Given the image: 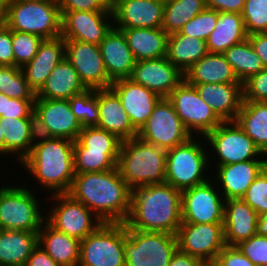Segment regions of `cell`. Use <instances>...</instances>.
Segmentation results:
<instances>
[{"label":"cell","instance_id":"6da1fadb","mask_svg":"<svg viewBox=\"0 0 267 266\" xmlns=\"http://www.w3.org/2000/svg\"><path fill=\"white\" fill-rule=\"evenodd\" d=\"M131 193L115 168L75 174L67 194L84 204L103 223H125L131 209Z\"/></svg>","mask_w":267,"mask_h":266},{"label":"cell","instance_id":"7a4b0ae2","mask_svg":"<svg viewBox=\"0 0 267 266\" xmlns=\"http://www.w3.org/2000/svg\"><path fill=\"white\" fill-rule=\"evenodd\" d=\"M182 223L181 191L168 183L136 186L125 222L128 229L177 234Z\"/></svg>","mask_w":267,"mask_h":266},{"label":"cell","instance_id":"3957f363","mask_svg":"<svg viewBox=\"0 0 267 266\" xmlns=\"http://www.w3.org/2000/svg\"><path fill=\"white\" fill-rule=\"evenodd\" d=\"M73 147V141L54 137L32 146L21 166L33 175L32 179L36 178L39 186L51 192V195L68 193L76 174Z\"/></svg>","mask_w":267,"mask_h":266},{"label":"cell","instance_id":"277c9868","mask_svg":"<svg viewBox=\"0 0 267 266\" xmlns=\"http://www.w3.org/2000/svg\"><path fill=\"white\" fill-rule=\"evenodd\" d=\"M167 151L138 136L120 146L117 168L132 190L136 186L165 183Z\"/></svg>","mask_w":267,"mask_h":266},{"label":"cell","instance_id":"5b68a950","mask_svg":"<svg viewBox=\"0 0 267 266\" xmlns=\"http://www.w3.org/2000/svg\"><path fill=\"white\" fill-rule=\"evenodd\" d=\"M202 138L203 145L197 136H192L183 144L167 150L165 183L182 192L211 179L207 178L209 173L206 171L210 172L209 156L212 155L208 153L209 148L206 151L207 144L204 142L206 140L205 137Z\"/></svg>","mask_w":267,"mask_h":266},{"label":"cell","instance_id":"8992f818","mask_svg":"<svg viewBox=\"0 0 267 266\" xmlns=\"http://www.w3.org/2000/svg\"><path fill=\"white\" fill-rule=\"evenodd\" d=\"M61 14L56 0H11L6 3L5 24L43 39L61 36Z\"/></svg>","mask_w":267,"mask_h":266},{"label":"cell","instance_id":"52a82bcc","mask_svg":"<svg viewBox=\"0 0 267 266\" xmlns=\"http://www.w3.org/2000/svg\"><path fill=\"white\" fill-rule=\"evenodd\" d=\"M177 249L175 234L128 229L124 223L126 266H168Z\"/></svg>","mask_w":267,"mask_h":266},{"label":"cell","instance_id":"ba28073f","mask_svg":"<svg viewBox=\"0 0 267 266\" xmlns=\"http://www.w3.org/2000/svg\"><path fill=\"white\" fill-rule=\"evenodd\" d=\"M16 186L0 187V229L39 232L46 217L37 195L22 184Z\"/></svg>","mask_w":267,"mask_h":266},{"label":"cell","instance_id":"9c48e42d","mask_svg":"<svg viewBox=\"0 0 267 266\" xmlns=\"http://www.w3.org/2000/svg\"><path fill=\"white\" fill-rule=\"evenodd\" d=\"M78 266H126L124 223H102L81 240Z\"/></svg>","mask_w":267,"mask_h":266},{"label":"cell","instance_id":"30bf717a","mask_svg":"<svg viewBox=\"0 0 267 266\" xmlns=\"http://www.w3.org/2000/svg\"><path fill=\"white\" fill-rule=\"evenodd\" d=\"M205 138L209 148L212 147V154H216L214 157H218L215 162L217 166L248 160H267V156L262 154L235 121L222 122Z\"/></svg>","mask_w":267,"mask_h":266},{"label":"cell","instance_id":"8fae6325","mask_svg":"<svg viewBox=\"0 0 267 266\" xmlns=\"http://www.w3.org/2000/svg\"><path fill=\"white\" fill-rule=\"evenodd\" d=\"M186 130L201 139L223 121L212 107L201 99L196 88L183 80L167 97ZM194 132V133H193Z\"/></svg>","mask_w":267,"mask_h":266},{"label":"cell","instance_id":"7c38bea8","mask_svg":"<svg viewBox=\"0 0 267 266\" xmlns=\"http://www.w3.org/2000/svg\"><path fill=\"white\" fill-rule=\"evenodd\" d=\"M56 200L46 221L55 229L75 237L80 241L93 233L103 222L84 204L74 200L69 194H53Z\"/></svg>","mask_w":267,"mask_h":266},{"label":"cell","instance_id":"4fadbf2b","mask_svg":"<svg viewBox=\"0 0 267 266\" xmlns=\"http://www.w3.org/2000/svg\"><path fill=\"white\" fill-rule=\"evenodd\" d=\"M213 183L207 180L181 192L182 222L223 224L225 198Z\"/></svg>","mask_w":267,"mask_h":266},{"label":"cell","instance_id":"5bb4252c","mask_svg":"<svg viewBox=\"0 0 267 266\" xmlns=\"http://www.w3.org/2000/svg\"><path fill=\"white\" fill-rule=\"evenodd\" d=\"M137 136L166 151L183 144L192 137L167 98H161L155 105L153 112Z\"/></svg>","mask_w":267,"mask_h":266},{"label":"cell","instance_id":"9a60e30c","mask_svg":"<svg viewBox=\"0 0 267 266\" xmlns=\"http://www.w3.org/2000/svg\"><path fill=\"white\" fill-rule=\"evenodd\" d=\"M176 237L180 252L202 261L215 260L226 246L223 224L182 222Z\"/></svg>","mask_w":267,"mask_h":266},{"label":"cell","instance_id":"2e32d148","mask_svg":"<svg viewBox=\"0 0 267 266\" xmlns=\"http://www.w3.org/2000/svg\"><path fill=\"white\" fill-rule=\"evenodd\" d=\"M65 57L88 89L110 88L99 45L77 40H65Z\"/></svg>","mask_w":267,"mask_h":266},{"label":"cell","instance_id":"e0dca14e","mask_svg":"<svg viewBox=\"0 0 267 266\" xmlns=\"http://www.w3.org/2000/svg\"><path fill=\"white\" fill-rule=\"evenodd\" d=\"M113 26L112 11H67L61 18V36L99 45Z\"/></svg>","mask_w":267,"mask_h":266},{"label":"cell","instance_id":"ac0fdd59","mask_svg":"<svg viewBox=\"0 0 267 266\" xmlns=\"http://www.w3.org/2000/svg\"><path fill=\"white\" fill-rule=\"evenodd\" d=\"M129 79L155 92L161 98H167L184 80V74L166 57H162L137 61Z\"/></svg>","mask_w":267,"mask_h":266},{"label":"cell","instance_id":"d6986e66","mask_svg":"<svg viewBox=\"0 0 267 266\" xmlns=\"http://www.w3.org/2000/svg\"><path fill=\"white\" fill-rule=\"evenodd\" d=\"M110 88L120 99L133 128L139 132L161 97L129 78L113 81Z\"/></svg>","mask_w":267,"mask_h":266},{"label":"cell","instance_id":"ffe728a7","mask_svg":"<svg viewBox=\"0 0 267 266\" xmlns=\"http://www.w3.org/2000/svg\"><path fill=\"white\" fill-rule=\"evenodd\" d=\"M164 4L158 0H113L115 28H161Z\"/></svg>","mask_w":267,"mask_h":266},{"label":"cell","instance_id":"44dd1931","mask_svg":"<svg viewBox=\"0 0 267 266\" xmlns=\"http://www.w3.org/2000/svg\"><path fill=\"white\" fill-rule=\"evenodd\" d=\"M267 166V160H248L223 166H215V184L227 199H241L255 178ZM221 186V187H220Z\"/></svg>","mask_w":267,"mask_h":266},{"label":"cell","instance_id":"7402d4cb","mask_svg":"<svg viewBox=\"0 0 267 266\" xmlns=\"http://www.w3.org/2000/svg\"><path fill=\"white\" fill-rule=\"evenodd\" d=\"M34 109L55 138L76 141L82 126L69 105V100L35 97Z\"/></svg>","mask_w":267,"mask_h":266},{"label":"cell","instance_id":"603a6c76","mask_svg":"<svg viewBox=\"0 0 267 266\" xmlns=\"http://www.w3.org/2000/svg\"><path fill=\"white\" fill-rule=\"evenodd\" d=\"M99 47L108 77L112 82L131 77L136 60L122 30L113 26Z\"/></svg>","mask_w":267,"mask_h":266},{"label":"cell","instance_id":"cb8c5ba5","mask_svg":"<svg viewBox=\"0 0 267 266\" xmlns=\"http://www.w3.org/2000/svg\"><path fill=\"white\" fill-rule=\"evenodd\" d=\"M223 121H235L243 103V83L190 84Z\"/></svg>","mask_w":267,"mask_h":266},{"label":"cell","instance_id":"d4e9b609","mask_svg":"<svg viewBox=\"0 0 267 266\" xmlns=\"http://www.w3.org/2000/svg\"><path fill=\"white\" fill-rule=\"evenodd\" d=\"M258 214L242 199H227L224 205L226 246H236L257 234Z\"/></svg>","mask_w":267,"mask_h":266},{"label":"cell","instance_id":"484cf974","mask_svg":"<svg viewBox=\"0 0 267 266\" xmlns=\"http://www.w3.org/2000/svg\"><path fill=\"white\" fill-rule=\"evenodd\" d=\"M65 57V39H44L35 57L21 69L35 94L42 88L52 70Z\"/></svg>","mask_w":267,"mask_h":266},{"label":"cell","instance_id":"4316f807","mask_svg":"<svg viewBox=\"0 0 267 266\" xmlns=\"http://www.w3.org/2000/svg\"><path fill=\"white\" fill-rule=\"evenodd\" d=\"M99 120L96 127L115 134L120 140L137 137L131 120L111 88L98 89Z\"/></svg>","mask_w":267,"mask_h":266},{"label":"cell","instance_id":"83f0119b","mask_svg":"<svg viewBox=\"0 0 267 266\" xmlns=\"http://www.w3.org/2000/svg\"><path fill=\"white\" fill-rule=\"evenodd\" d=\"M80 240L52 227L46 220L38 232V244L60 266H78Z\"/></svg>","mask_w":267,"mask_h":266},{"label":"cell","instance_id":"f1b7e54d","mask_svg":"<svg viewBox=\"0 0 267 266\" xmlns=\"http://www.w3.org/2000/svg\"><path fill=\"white\" fill-rule=\"evenodd\" d=\"M87 89L70 61L64 57L52 70L36 96L42 99L69 100Z\"/></svg>","mask_w":267,"mask_h":266},{"label":"cell","instance_id":"f546056e","mask_svg":"<svg viewBox=\"0 0 267 266\" xmlns=\"http://www.w3.org/2000/svg\"><path fill=\"white\" fill-rule=\"evenodd\" d=\"M122 30L137 61L166 57L168 34L162 28H117Z\"/></svg>","mask_w":267,"mask_h":266},{"label":"cell","instance_id":"4dcf8cb0","mask_svg":"<svg viewBox=\"0 0 267 266\" xmlns=\"http://www.w3.org/2000/svg\"><path fill=\"white\" fill-rule=\"evenodd\" d=\"M188 84L241 83L224 54L207 53L185 73Z\"/></svg>","mask_w":267,"mask_h":266},{"label":"cell","instance_id":"1f68e13d","mask_svg":"<svg viewBox=\"0 0 267 266\" xmlns=\"http://www.w3.org/2000/svg\"><path fill=\"white\" fill-rule=\"evenodd\" d=\"M248 38L244 20L240 13L218 12V21L206 39L209 53L223 54L231 46Z\"/></svg>","mask_w":267,"mask_h":266},{"label":"cell","instance_id":"d6a6232c","mask_svg":"<svg viewBox=\"0 0 267 266\" xmlns=\"http://www.w3.org/2000/svg\"><path fill=\"white\" fill-rule=\"evenodd\" d=\"M38 245V232L0 229V266H24Z\"/></svg>","mask_w":267,"mask_h":266},{"label":"cell","instance_id":"836d02e7","mask_svg":"<svg viewBox=\"0 0 267 266\" xmlns=\"http://www.w3.org/2000/svg\"><path fill=\"white\" fill-rule=\"evenodd\" d=\"M208 53L206 41L176 32L168 35L166 58L183 74Z\"/></svg>","mask_w":267,"mask_h":266},{"label":"cell","instance_id":"e575fe53","mask_svg":"<svg viewBox=\"0 0 267 266\" xmlns=\"http://www.w3.org/2000/svg\"><path fill=\"white\" fill-rule=\"evenodd\" d=\"M235 122L267 156V101H243Z\"/></svg>","mask_w":267,"mask_h":266},{"label":"cell","instance_id":"d590c367","mask_svg":"<svg viewBox=\"0 0 267 266\" xmlns=\"http://www.w3.org/2000/svg\"><path fill=\"white\" fill-rule=\"evenodd\" d=\"M0 128L4 134V157L15 154L21 163L32 150L28 118H0Z\"/></svg>","mask_w":267,"mask_h":266},{"label":"cell","instance_id":"8d00e7d4","mask_svg":"<svg viewBox=\"0 0 267 266\" xmlns=\"http://www.w3.org/2000/svg\"><path fill=\"white\" fill-rule=\"evenodd\" d=\"M223 54L241 83L264 69L261 58L256 54L248 38L231 46Z\"/></svg>","mask_w":267,"mask_h":266},{"label":"cell","instance_id":"74e56055","mask_svg":"<svg viewBox=\"0 0 267 266\" xmlns=\"http://www.w3.org/2000/svg\"><path fill=\"white\" fill-rule=\"evenodd\" d=\"M205 8V0H173L166 3L161 28L168 35L179 32L189 20Z\"/></svg>","mask_w":267,"mask_h":266},{"label":"cell","instance_id":"f35d334b","mask_svg":"<svg viewBox=\"0 0 267 266\" xmlns=\"http://www.w3.org/2000/svg\"><path fill=\"white\" fill-rule=\"evenodd\" d=\"M119 153L89 151L76 140L73 147L75 173L104 172L115 169L117 168Z\"/></svg>","mask_w":267,"mask_h":266},{"label":"cell","instance_id":"ab89813d","mask_svg":"<svg viewBox=\"0 0 267 266\" xmlns=\"http://www.w3.org/2000/svg\"><path fill=\"white\" fill-rule=\"evenodd\" d=\"M0 93L15 99H35L36 97L22 69L15 66H0Z\"/></svg>","mask_w":267,"mask_h":266},{"label":"cell","instance_id":"60d3db41","mask_svg":"<svg viewBox=\"0 0 267 266\" xmlns=\"http://www.w3.org/2000/svg\"><path fill=\"white\" fill-rule=\"evenodd\" d=\"M69 105L82 127L97 126L99 120L98 89L86 91L72 96Z\"/></svg>","mask_w":267,"mask_h":266},{"label":"cell","instance_id":"b9f144b4","mask_svg":"<svg viewBox=\"0 0 267 266\" xmlns=\"http://www.w3.org/2000/svg\"><path fill=\"white\" fill-rule=\"evenodd\" d=\"M77 140L89 151L120 152L122 140L115 134L96 126L83 127Z\"/></svg>","mask_w":267,"mask_h":266},{"label":"cell","instance_id":"7bdbcfd3","mask_svg":"<svg viewBox=\"0 0 267 266\" xmlns=\"http://www.w3.org/2000/svg\"><path fill=\"white\" fill-rule=\"evenodd\" d=\"M44 39L31 33H23L12 30V49L15 59V67L22 68L30 62L38 52Z\"/></svg>","mask_w":267,"mask_h":266},{"label":"cell","instance_id":"ee69618b","mask_svg":"<svg viewBox=\"0 0 267 266\" xmlns=\"http://www.w3.org/2000/svg\"><path fill=\"white\" fill-rule=\"evenodd\" d=\"M241 15L248 36L267 32V0H245Z\"/></svg>","mask_w":267,"mask_h":266},{"label":"cell","instance_id":"f6af8a7d","mask_svg":"<svg viewBox=\"0 0 267 266\" xmlns=\"http://www.w3.org/2000/svg\"><path fill=\"white\" fill-rule=\"evenodd\" d=\"M217 21L218 11L206 7L202 12L189 20L179 32L183 35L206 41L213 32Z\"/></svg>","mask_w":267,"mask_h":266},{"label":"cell","instance_id":"bcb514c9","mask_svg":"<svg viewBox=\"0 0 267 266\" xmlns=\"http://www.w3.org/2000/svg\"><path fill=\"white\" fill-rule=\"evenodd\" d=\"M241 199L258 215L267 211V166L255 178Z\"/></svg>","mask_w":267,"mask_h":266},{"label":"cell","instance_id":"7dc6e473","mask_svg":"<svg viewBox=\"0 0 267 266\" xmlns=\"http://www.w3.org/2000/svg\"><path fill=\"white\" fill-rule=\"evenodd\" d=\"M236 247L256 266H267V236L255 234Z\"/></svg>","mask_w":267,"mask_h":266},{"label":"cell","instance_id":"c3c4849f","mask_svg":"<svg viewBox=\"0 0 267 266\" xmlns=\"http://www.w3.org/2000/svg\"><path fill=\"white\" fill-rule=\"evenodd\" d=\"M243 101H267V68L243 82Z\"/></svg>","mask_w":267,"mask_h":266},{"label":"cell","instance_id":"681fc988","mask_svg":"<svg viewBox=\"0 0 267 266\" xmlns=\"http://www.w3.org/2000/svg\"><path fill=\"white\" fill-rule=\"evenodd\" d=\"M61 17L67 11H112L113 0H56Z\"/></svg>","mask_w":267,"mask_h":266},{"label":"cell","instance_id":"f907efd6","mask_svg":"<svg viewBox=\"0 0 267 266\" xmlns=\"http://www.w3.org/2000/svg\"><path fill=\"white\" fill-rule=\"evenodd\" d=\"M28 121L30 128V141L32 146L54 138L49 128L45 125L41 119V116L35 109L29 114Z\"/></svg>","mask_w":267,"mask_h":266},{"label":"cell","instance_id":"816d5d0a","mask_svg":"<svg viewBox=\"0 0 267 266\" xmlns=\"http://www.w3.org/2000/svg\"><path fill=\"white\" fill-rule=\"evenodd\" d=\"M35 99H15L6 96L5 115L0 118H28L34 110Z\"/></svg>","mask_w":267,"mask_h":266},{"label":"cell","instance_id":"f5cc1de1","mask_svg":"<svg viewBox=\"0 0 267 266\" xmlns=\"http://www.w3.org/2000/svg\"><path fill=\"white\" fill-rule=\"evenodd\" d=\"M215 260L219 266H256L236 246H225Z\"/></svg>","mask_w":267,"mask_h":266},{"label":"cell","instance_id":"db71d44e","mask_svg":"<svg viewBox=\"0 0 267 266\" xmlns=\"http://www.w3.org/2000/svg\"><path fill=\"white\" fill-rule=\"evenodd\" d=\"M0 66H15L12 30L6 24L0 26Z\"/></svg>","mask_w":267,"mask_h":266},{"label":"cell","instance_id":"11a10c76","mask_svg":"<svg viewBox=\"0 0 267 266\" xmlns=\"http://www.w3.org/2000/svg\"><path fill=\"white\" fill-rule=\"evenodd\" d=\"M245 0H205L207 8L218 12L242 13Z\"/></svg>","mask_w":267,"mask_h":266},{"label":"cell","instance_id":"9f6ffc18","mask_svg":"<svg viewBox=\"0 0 267 266\" xmlns=\"http://www.w3.org/2000/svg\"><path fill=\"white\" fill-rule=\"evenodd\" d=\"M24 266H60L38 244L31 252Z\"/></svg>","mask_w":267,"mask_h":266},{"label":"cell","instance_id":"6f0895ef","mask_svg":"<svg viewBox=\"0 0 267 266\" xmlns=\"http://www.w3.org/2000/svg\"><path fill=\"white\" fill-rule=\"evenodd\" d=\"M248 40L256 54L261 58L264 68H267V32L249 35Z\"/></svg>","mask_w":267,"mask_h":266},{"label":"cell","instance_id":"680465c9","mask_svg":"<svg viewBox=\"0 0 267 266\" xmlns=\"http://www.w3.org/2000/svg\"><path fill=\"white\" fill-rule=\"evenodd\" d=\"M201 262L202 260L182 253L177 249L172 255L168 266H199Z\"/></svg>","mask_w":267,"mask_h":266},{"label":"cell","instance_id":"91938a15","mask_svg":"<svg viewBox=\"0 0 267 266\" xmlns=\"http://www.w3.org/2000/svg\"><path fill=\"white\" fill-rule=\"evenodd\" d=\"M257 234L267 236V211L258 216Z\"/></svg>","mask_w":267,"mask_h":266},{"label":"cell","instance_id":"94428289","mask_svg":"<svg viewBox=\"0 0 267 266\" xmlns=\"http://www.w3.org/2000/svg\"><path fill=\"white\" fill-rule=\"evenodd\" d=\"M6 3L0 0V26L5 24Z\"/></svg>","mask_w":267,"mask_h":266},{"label":"cell","instance_id":"6125c7cd","mask_svg":"<svg viewBox=\"0 0 267 266\" xmlns=\"http://www.w3.org/2000/svg\"><path fill=\"white\" fill-rule=\"evenodd\" d=\"M6 95L0 93V116L5 115Z\"/></svg>","mask_w":267,"mask_h":266},{"label":"cell","instance_id":"be15d7a7","mask_svg":"<svg viewBox=\"0 0 267 266\" xmlns=\"http://www.w3.org/2000/svg\"><path fill=\"white\" fill-rule=\"evenodd\" d=\"M4 157V134L2 133V130L0 128V156Z\"/></svg>","mask_w":267,"mask_h":266},{"label":"cell","instance_id":"e7e4bbea","mask_svg":"<svg viewBox=\"0 0 267 266\" xmlns=\"http://www.w3.org/2000/svg\"><path fill=\"white\" fill-rule=\"evenodd\" d=\"M199 266H219L216 260L202 261Z\"/></svg>","mask_w":267,"mask_h":266},{"label":"cell","instance_id":"03108f58","mask_svg":"<svg viewBox=\"0 0 267 266\" xmlns=\"http://www.w3.org/2000/svg\"><path fill=\"white\" fill-rule=\"evenodd\" d=\"M160 3L166 4L172 2L173 0H158Z\"/></svg>","mask_w":267,"mask_h":266},{"label":"cell","instance_id":"003e7915","mask_svg":"<svg viewBox=\"0 0 267 266\" xmlns=\"http://www.w3.org/2000/svg\"><path fill=\"white\" fill-rule=\"evenodd\" d=\"M5 3H8V2H10L11 0H3Z\"/></svg>","mask_w":267,"mask_h":266}]
</instances>
